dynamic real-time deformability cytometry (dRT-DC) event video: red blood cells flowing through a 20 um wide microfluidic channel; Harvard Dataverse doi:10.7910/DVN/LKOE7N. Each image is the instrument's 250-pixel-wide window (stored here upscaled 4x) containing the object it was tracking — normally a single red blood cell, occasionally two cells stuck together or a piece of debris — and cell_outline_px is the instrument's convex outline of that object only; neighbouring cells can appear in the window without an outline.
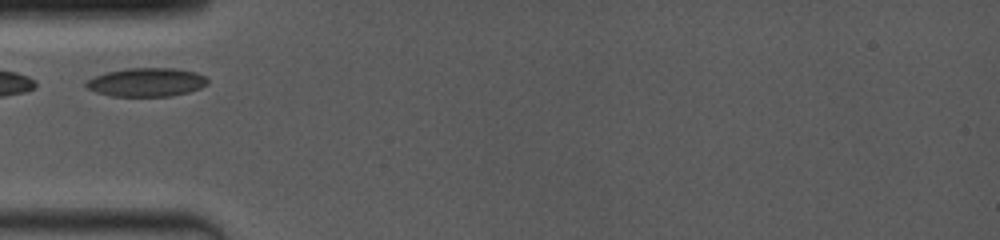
{"species": "common noctule bat (a hibernating species)", "species_latin": "Nyctalus noctula", "temperature_condition": "room temperature", "stored_images_in_passage": 31, "camera_frame_rate_fps": 4000, "um_per_image_px": 0.085, "animal": {"sex": "female", "body_mass_g": 19.0, "forearm_length_mm": 53.3}, "frame": {"image": 1, "passage_image": 1, "time_ms": 0.0, "image_size_px": [1000, 240], "cell_outline_px": [[208, 84], [200, 88], [188, 92], [168, 96], [112, 96], [96, 92], [88, 88], [84, 84], [88, 80], [96, 76], [108, 72], [124, 68], [172, 68], [196, 72], [204, 76], [208, 80]], "centroid_in_image_um": [12.47, 6.98], "position_along_channel_um": 72.5, "area_um2": 20.11}}
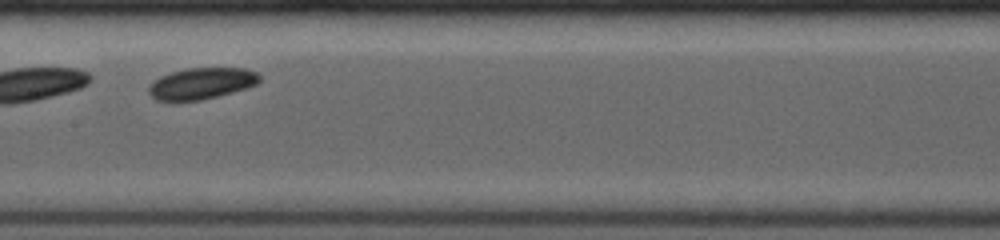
{"frame": {"image": 2, "passage_image": 14, "time_ms": 3.0, "image_size_px": [1000, 240], "cell_outline_px": [[260, 80], [256, 84], [232, 92], [200, 100], [172, 104], [156, 100], [148, 92], [148, 88], [152, 80], [160, 76], [172, 72], [188, 68], [244, 68], [256, 72], [260, 76]], "centroid_in_image_um": [17.03, 7.13], "position_along_channel_um": 190.4, "area_um2": 20.63}}
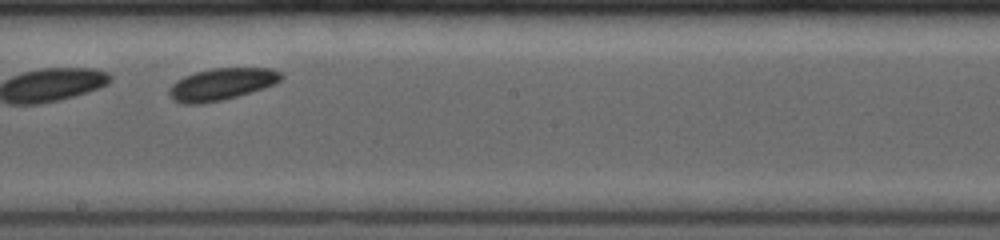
{"frame": {"image": 3, "passage_image": 18, "time_ms": 4.0, "image_size_px": [1000, 240], "cell_outline_px": [[284, 76], [276, 84], [236, 96], [204, 104], [184, 104], [172, 100], [168, 92], [168, 88], [176, 80], [184, 76], [196, 72], [212, 68], [272, 68], [280, 72]], "centroid_in_image_um": [18.8, 7.15], "position_along_channel_um": 229.4, "area_um2": 20.87}}